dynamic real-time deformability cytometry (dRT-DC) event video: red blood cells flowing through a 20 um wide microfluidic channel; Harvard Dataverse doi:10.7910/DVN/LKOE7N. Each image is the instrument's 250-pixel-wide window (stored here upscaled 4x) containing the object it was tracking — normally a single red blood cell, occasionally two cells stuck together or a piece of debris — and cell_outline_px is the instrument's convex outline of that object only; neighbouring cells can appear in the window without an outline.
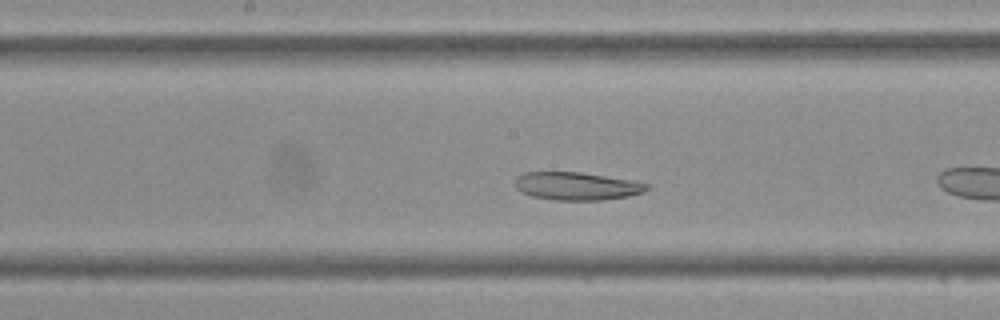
{"species": "Egyptian fruit bat (a non-hibernating species)", "species_latin": "Rousettus aegyptiacus", "temperature_condition": "cold", "stored_images_in_passage": 33, "camera_frame_rate_fps": 3000, "um_per_image_px": 0.085, "frame": {"image": 1, "passage_image": 10, "time_ms": 3.0, "image_size_px": [1000, 320], "cell_outline_px": [[652, 184], [644, 192], [628, 196], [600, 200], [556, 200], [532, 196], [520, 192], [516, 188], [516, 176], [524, 172], [580, 172], [632, 180]], "centroid_in_image_um": [49.03, 15.81], "position_along_channel_um": 199.2, "area_um2": 21.5}}
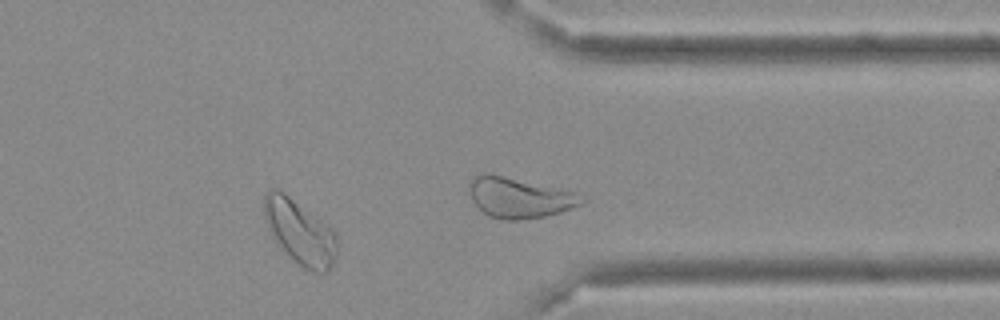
{"frame": {"image": 2, "passage_image": 24, "time_ms": 7.667, "image_size_px": [1000, 320], "cell_outline_px": [[336, 260], [328, 272], [312, 272], [304, 268], [288, 256], [276, 244], [268, 228], [264, 216], [264, 192], [268, 188], [280, 188], [320, 220], [336, 236]], "centroid_in_image_um": [25.43, 19.72], "position_along_channel_um": 386.0, "area_um2": 27.34}}